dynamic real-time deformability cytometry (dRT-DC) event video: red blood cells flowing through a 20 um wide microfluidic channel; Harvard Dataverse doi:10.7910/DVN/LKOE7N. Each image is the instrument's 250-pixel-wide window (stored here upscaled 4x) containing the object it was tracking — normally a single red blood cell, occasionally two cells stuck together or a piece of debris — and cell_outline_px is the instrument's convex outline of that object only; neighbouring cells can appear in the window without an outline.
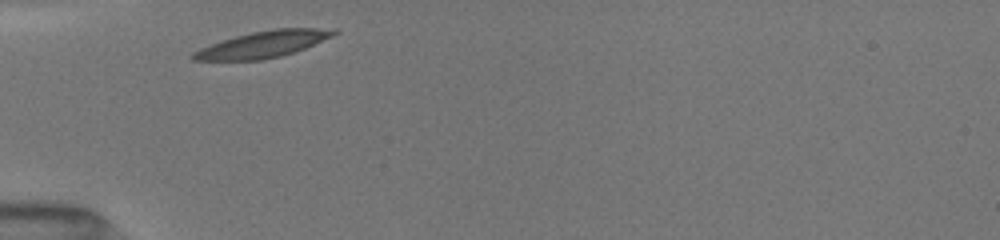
{"species": "common noctule bat (a hibernating species)", "species_latin": "Nyctalus noctula", "temperature_condition": "room temperature", "stored_images_in_passage": 2, "camera_frame_rate_fps": 3000, "um_per_image_px": 0.085, "animal": {"sex": "female", "body_mass_g": 19.5, "forearm_length_mm": 54.1}, "frame": {"image": 1, "passage_image": 1, "time_ms": 0.0, "image_size_px": [1000, 240], "cell_outline_px": [[340, 32], [332, 36], [296, 52], [280, 56], [260, 60], [192, 60], [188, 56], [192, 52], [200, 48], [236, 36], [252, 32], [276, 28], [316, 28]], "centroid_in_image_um": [22.31, 3.78], "position_along_channel_um": 62.7, "area_um2": 21.39}}
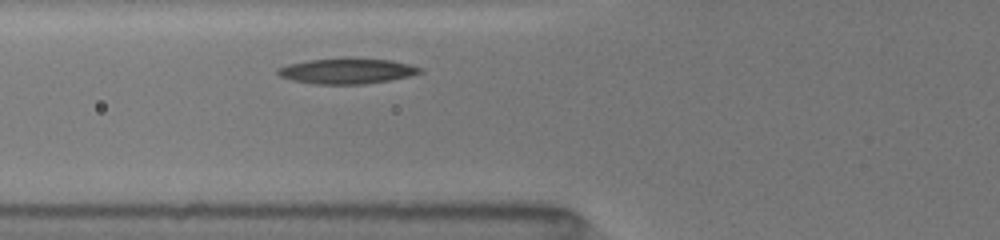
{"frame": {"image": 2, "passage_image": 2, "time_ms": 1.0, "image_size_px": [1000, 240], "cell_outline_px": [[424, 72], [408, 76], [388, 80], [364, 84], [316, 84], [292, 80], [280, 76], [276, 72], [276, 68], [288, 64], [308, 60], [344, 56], [352, 56], [392, 60], [424, 68]], "centroid_in_image_um": [29.49, 6.0], "position_along_channel_um": 96.3, "area_um2": 21.73}}